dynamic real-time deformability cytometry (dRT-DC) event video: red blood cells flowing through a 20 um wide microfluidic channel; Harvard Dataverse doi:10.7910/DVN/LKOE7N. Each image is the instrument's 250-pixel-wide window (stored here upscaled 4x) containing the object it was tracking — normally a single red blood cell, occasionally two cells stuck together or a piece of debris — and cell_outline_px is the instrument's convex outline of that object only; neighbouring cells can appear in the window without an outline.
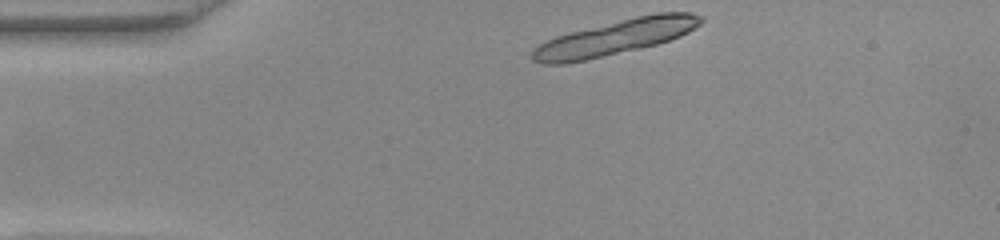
{"species": "common noctule bat (a hibernating species)", "species_latin": "Nyctalus noctula", "temperature_condition": "warm", "stored_images_in_passage": 9, "camera_frame_rate_fps": 3000, "um_per_image_px": 0.085, "animal": {"sex": "female", "body_mass_g": 22.0, "forearm_length_mm": 56.7}, "frame": {"image": 1, "passage_image": 1, "time_ms": 0.0, "image_size_px": [1000, 240], "cell_outline_px": [[704, 20], [700, 24], [688, 32], [680, 36], [656, 44], [640, 48], [584, 60], [564, 64], [544, 64], [532, 60], [532, 48], [556, 36], [636, 16], [656, 12], [692, 12], [704, 16]], "centroid_in_image_um": [52.34, 3.17], "position_along_channel_um": 32.7, "area_um2": 34.04}}